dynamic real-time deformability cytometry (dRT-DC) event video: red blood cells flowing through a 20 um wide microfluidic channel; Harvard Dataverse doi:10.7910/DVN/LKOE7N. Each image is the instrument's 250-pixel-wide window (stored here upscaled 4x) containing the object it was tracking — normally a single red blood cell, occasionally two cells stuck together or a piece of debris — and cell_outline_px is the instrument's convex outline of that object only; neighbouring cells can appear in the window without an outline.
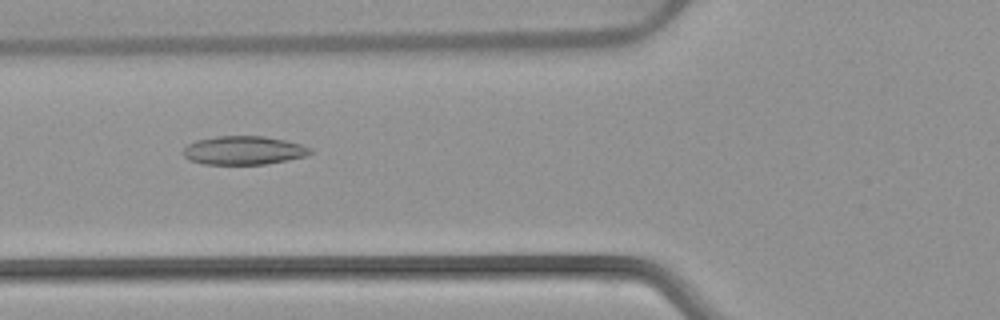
{"species": "common noctule bat (a hibernating species)", "species_latin": "Nyctalus noctula", "temperature_condition": "warm", "stored_images_in_passage": 52, "camera_frame_rate_fps": 3000, "um_per_image_px": 0.085, "animal": {"sex": "female", "body_mass_g": 22.7, "forearm_length_mm": 54.2}, "frame": {"image": 1, "passage_image": 20, "time_ms": 6.333, "image_size_px": [1000, 320], "cell_outline_px": [[312, 152], [308, 156], [288, 160], [264, 164], [204, 164], [188, 160], [184, 156], [184, 148], [188, 144], [196, 140], [216, 136], [264, 136], [284, 140], [300, 144], [312, 148]], "centroid_in_image_um": [20.72, 12.78], "position_along_channel_um": 105.1, "area_um2": 21.21}}
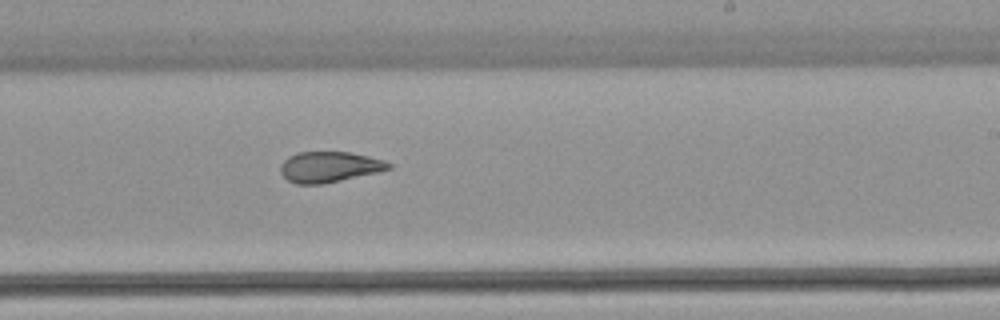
{"frame": {"image": 2, "passage_image": 32, "time_ms": 10.333, "image_size_px": [1000, 320], "cell_outline_px": [[392, 168], [376, 172], [340, 180], [320, 184], [296, 184], [288, 180], [280, 172], [280, 164], [288, 156], [296, 152], [348, 152], [368, 156], [384, 160], [392, 164]], "centroid_in_image_um": [27.96, 14.18], "position_along_channel_um": 261.0, "area_um2": 19.19}}
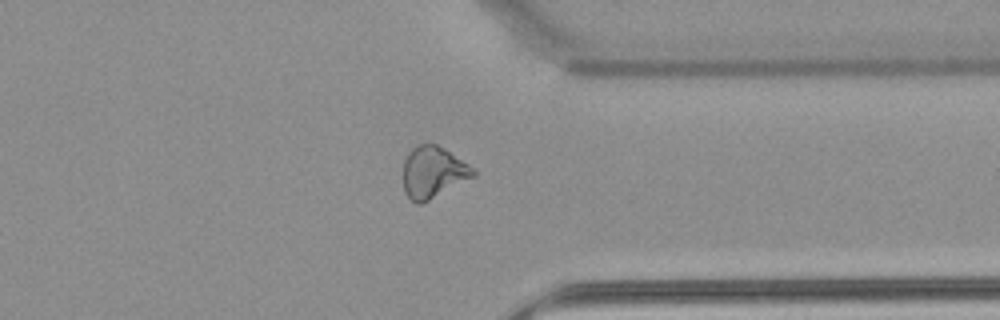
{"frame": {"image": 3, "passage_image": 41, "time_ms": 13.333, "image_size_px": [1000, 320], "cell_outline_px": [[476, 176], [420, 204], [416, 204], [404, 192], [404, 160], [408, 152], [416, 144], [436, 144], [444, 148], [468, 164], [476, 172]], "centroid_in_image_um": [36.8, 14.63], "position_along_channel_um": 374.6, "area_um2": 20.87}, "authors_computed_cell_mechanics": {"area_um2": 22.1952, "velocity_mm_per_s": 3.9018, "shape_relaxation_time_tau1_ms": null, "shape_relaxation_time_tau2_ms": 2.5978, "deformation_change_tau1": null, "deformation_change_tau2": 0.0965}}